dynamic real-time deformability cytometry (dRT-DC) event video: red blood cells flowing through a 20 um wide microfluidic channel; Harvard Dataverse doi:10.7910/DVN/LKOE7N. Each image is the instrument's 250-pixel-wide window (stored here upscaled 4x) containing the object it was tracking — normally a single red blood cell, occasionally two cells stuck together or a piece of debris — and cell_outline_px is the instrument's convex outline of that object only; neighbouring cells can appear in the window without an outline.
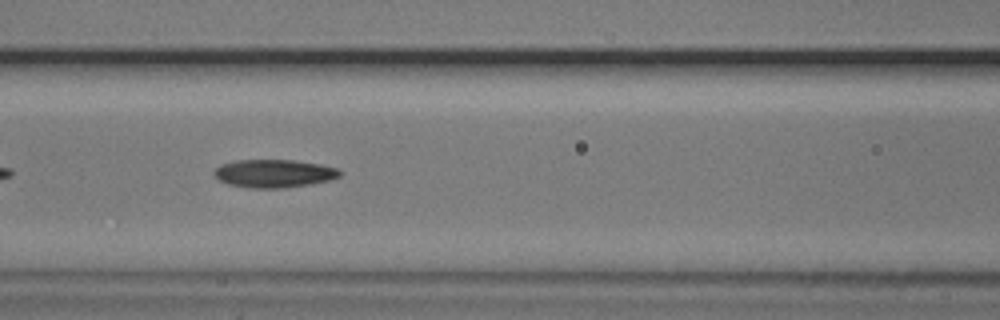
{"species": "common noctule bat (a hibernating species)", "species_latin": "Nyctalus noctula", "temperature_condition": "cold", "stored_images_in_passage": 9, "camera_frame_rate_fps": 3000, "um_per_image_px": 0.085, "animal": {"sex": "male", "body_mass_g": 20.5, "forearm_length_mm": 52.5}, "frame": {"image": 1, "passage_image": 7, "time_ms": 2.0, "image_size_px": [1000, 320], "cell_outline_px": [[340, 176], [328, 180], [308, 184], [284, 188], [248, 188], [228, 184], [220, 180], [212, 172], [220, 164], [236, 160], [296, 160], [320, 164], [336, 168], [340, 172]], "centroid_in_image_um": [23.25, 14.74], "position_along_channel_um": 143.4, "area_um2": 20.46}}